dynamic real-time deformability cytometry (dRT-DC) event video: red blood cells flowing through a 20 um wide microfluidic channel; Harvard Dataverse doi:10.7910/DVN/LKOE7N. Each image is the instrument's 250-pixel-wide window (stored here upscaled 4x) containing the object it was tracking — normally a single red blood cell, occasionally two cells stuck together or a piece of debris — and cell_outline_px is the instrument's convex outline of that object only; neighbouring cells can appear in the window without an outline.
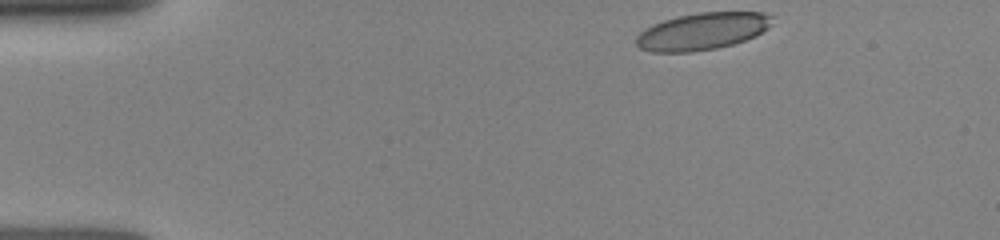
{"species": "human", "species_latin": "Homo sapiens", "temperature_condition": "room temperature", "stored_images_in_passage": 35, "camera_frame_rate_fps": 3000, "um_per_image_px": 0.085, "donor": {"sex": "female"}, "frame": {"image": 1, "passage_image": 1, "time_ms": 0.0, "image_size_px": [1000, 240], "cell_outline_px": [[772, 24], [768, 28], [756, 36], [732, 44], [716, 48], [692, 52], [652, 52], [640, 48], [636, 44], [636, 36], [640, 32], [652, 24], [676, 16], [700, 12], [764, 12], [772, 16]], "centroid_in_image_um": [59.7, 2.65], "position_along_channel_um": 25.3, "area_um2": 29.48}}
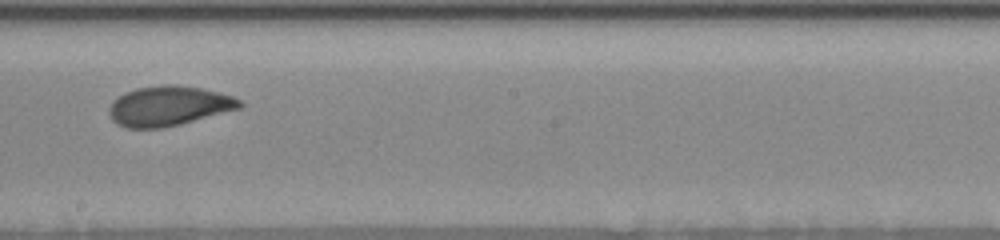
{"frame": {"image": 2, "passage_image": 19, "time_ms": 7.0, "image_size_px": [1000, 240], "cell_outline_px": [[244, 104], [240, 108], [180, 124], [164, 128], [124, 128], [116, 124], [112, 120], [108, 112], [108, 108], [112, 100], [124, 92], [136, 88], [160, 84], [176, 84], [200, 88], [232, 96], [240, 100]], "centroid_in_image_um": [14.28, 9.0], "position_along_channel_um": 233.9, "area_um2": 30.52}}
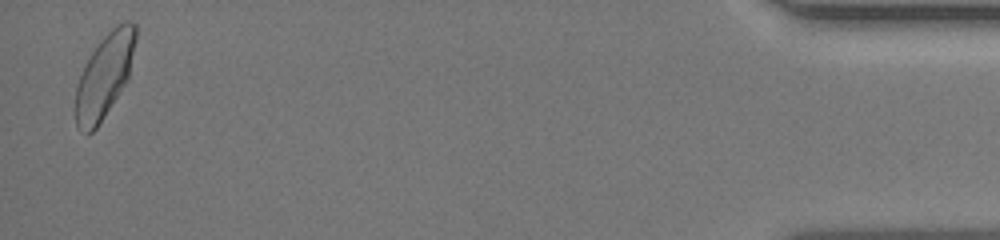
{"frame": {"image": 3, "passage_image": 34, "time_ms": 13.667, "image_size_px": [1000, 240], "cell_outline_px": [[136, 36], [128, 80], [96, 128], [88, 136], [80, 132], [76, 128], [76, 88], [80, 76], [92, 52], [100, 40], [112, 28], [124, 20], [132, 20], [136, 24]], "centroid_in_image_um": [8.89, 6.44], "position_along_channel_um": 426.3, "area_um2": 29.13}}